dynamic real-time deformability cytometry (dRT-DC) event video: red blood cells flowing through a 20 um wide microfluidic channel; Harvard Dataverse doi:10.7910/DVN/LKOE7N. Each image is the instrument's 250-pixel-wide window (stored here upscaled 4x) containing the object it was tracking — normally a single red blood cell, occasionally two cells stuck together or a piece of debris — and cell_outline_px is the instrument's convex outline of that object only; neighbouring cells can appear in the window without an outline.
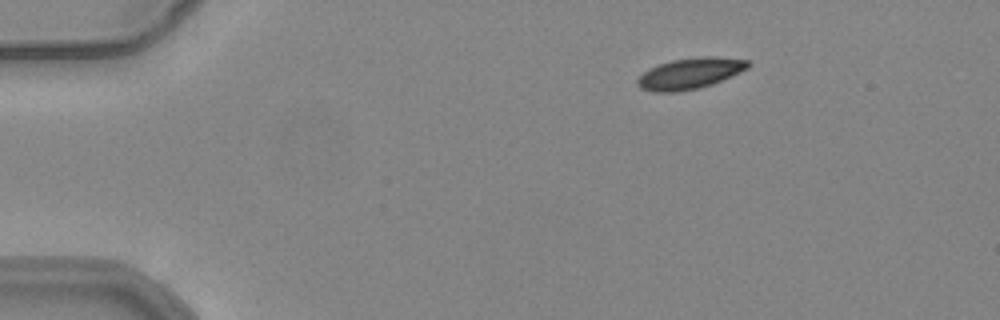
{"species": "common noctule bat (a hibernating species)", "species_latin": "Nyctalus noctula", "temperature_condition": "warm", "stored_images_in_passage": 46, "camera_frame_rate_fps": 3000, "um_per_image_px": 0.085, "animal": {"sex": "female", "body_mass_g": 24.6, "forearm_length_mm": 56.2}, "frame": {"image": 1, "passage_image": 1, "time_ms": 0.0, "image_size_px": [1000, 320], "cell_outline_px": [[752, 64], [748, 68], [712, 84], [696, 88], [676, 92], [656, 92], [640, 88], [636, 84], [636, 80], [648, 68], [672, 60], [700, 56], [716, 56], [748, 60]], "centroid_in_image_um": [58.64, 6.23], "position_along_channel_um": 26.4, "area_um2": 19.88}}
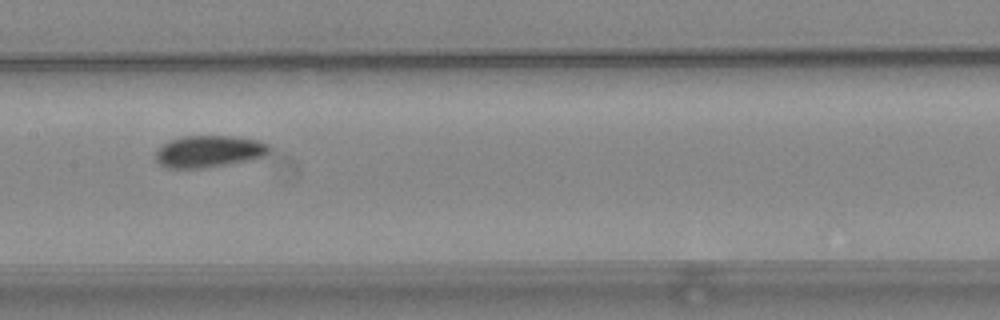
{"frame": {"image": 2, "passage_image": 20, "time_ms": 6.333, "image_size_px": [1000, 320], "cell_outline_px": [[272, 148], [264, 156], [248, 160], [200, 168], [168, 168], [160, 164], [156, 160], [156, 152], [164, 144], [172, 140], [184, 136], [232, 136], [256, 140], [268, 144]], "centroid_in_image_um": [17.77, 12.86], "position_along_channel_um": 189.6, "area_um2": 20.69}}
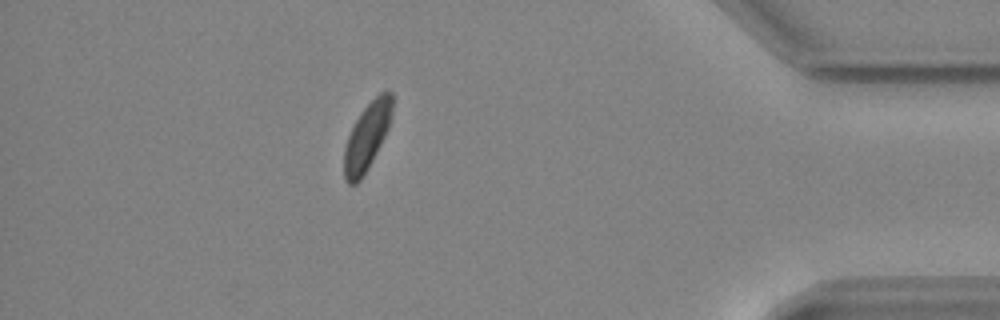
{"frame": {"image": 3, "passage_image": 40, "time_ms": 13.0, "image_size_px": [1000, 320], "cell_outline_px": [[392, 116], [388, 128], [368, 168], [360, 180], [356, 184], [348, 184], [344, 176], [344, 148], [348, 136], [356, 120], [364, 108], [380, 92], [392, 92]], "centroid_in_image_um": [31.18, 11.62], "position_along_channel_um": 404.0, "area_um2": 18.44}, "authors_computed_cell_mechanics": {"area_um2": 20.519, "velocity_mm_per_s": 3.8466, "shape_relaxation_time_tau1_ms": 4.5453, "shape_relaxation_time_tau2_ms": null, "deformation_change_tau1": 0.1122, "deformation_change_tau2": null}}